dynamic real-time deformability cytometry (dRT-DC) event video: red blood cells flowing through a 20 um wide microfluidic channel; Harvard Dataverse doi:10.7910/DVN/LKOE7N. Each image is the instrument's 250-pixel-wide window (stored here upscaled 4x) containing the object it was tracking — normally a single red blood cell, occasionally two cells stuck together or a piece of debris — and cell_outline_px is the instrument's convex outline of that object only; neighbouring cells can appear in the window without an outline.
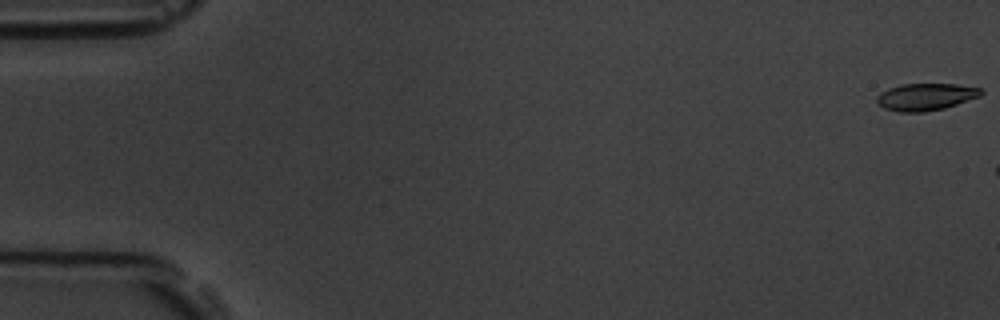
{"species": "common noctule bat (a hibernating species)", "species_latin": "Nyctalus noctula", "temperature_condition": "room temperature", "stored_images_in_passage": 4, "camera_frame_rate_fps": 3000, "um_per_image_px": 0.085, "animal": {"sex": "male", "body_mass_g": 19.5, "forearm_length_mm": 54.6}, "frame": {"image": 1, "passage_image": 1, "time_ms": 0.0, "image_size_px": [1000, 320], "cell_outline_px": [[984, 92], [980, 96], [944, 108], [924, 112], [900, 112], [884, 108], [876, 100], [876, 96], [880, 92], [888, 88], [900, 84], [956, 84], [980, 88]], "centroid_in_image_um": [78.66, 8.22], "position_along_channel_um": 6.3, "area_um2": 16.42}}